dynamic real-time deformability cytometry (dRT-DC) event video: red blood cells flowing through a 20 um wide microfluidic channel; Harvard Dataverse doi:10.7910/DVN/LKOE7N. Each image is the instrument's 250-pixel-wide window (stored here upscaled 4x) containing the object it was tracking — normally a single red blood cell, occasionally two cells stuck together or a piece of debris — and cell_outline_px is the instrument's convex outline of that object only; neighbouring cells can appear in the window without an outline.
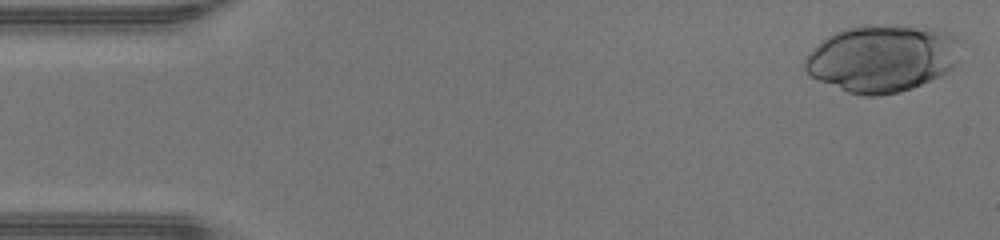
{"species": "human", "species_latin": "Homo sapiens", "temperature_condition": "warm", "stored_images_in_passage": 46, "camera_frame_rate_fps": 3000, "um_per_image_px": 0.085, "donor": {"sex": "male"}, "frame": {"image": 1, "passage_image": 1, "time_ms": 0.0, "image_size_px": [1000, 240], "cell_outline_px": [[960, 40], [956, 60], [952, 68], [940, 76], [912, 88], [900, 92], [876, 96], [864, 96], [848, 92], [820, 80], [812, 76], [804, 68], [804, 60], [828, 36], [836, 32], [848, 28], [924, 28], [944, 32], [956, 36]], "centroid_in_image_um": [75.0, 5.02], "position_along_channel_um": 10.0, "area_um2": 58.84}}
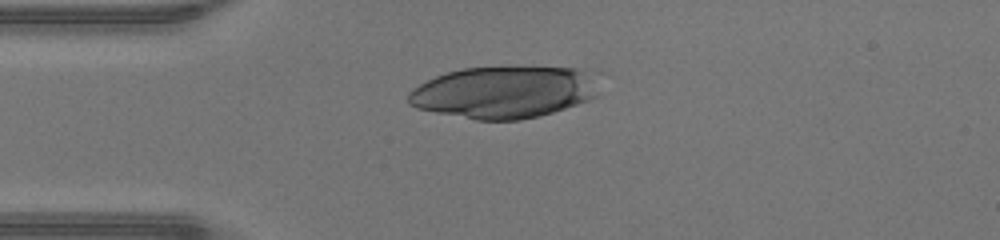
{"frame": {"image": 2, "passage_image": 11, "time_ms": 3.333, "image_size_px": [1000, 240], "cell_outline_px": [[596, 96], [588, 100], [540, 116], [520, 120], [476, 120], [416, 108], [408, 104], [408, 92], [420, 84], [436, 76], [448, 72], [464, 68], [576, 68], [584, 72]], "centroid_in_image_um": [42.68, 7.87], "position_along_channel_um": 42.3, "area_um2": 56.12}}